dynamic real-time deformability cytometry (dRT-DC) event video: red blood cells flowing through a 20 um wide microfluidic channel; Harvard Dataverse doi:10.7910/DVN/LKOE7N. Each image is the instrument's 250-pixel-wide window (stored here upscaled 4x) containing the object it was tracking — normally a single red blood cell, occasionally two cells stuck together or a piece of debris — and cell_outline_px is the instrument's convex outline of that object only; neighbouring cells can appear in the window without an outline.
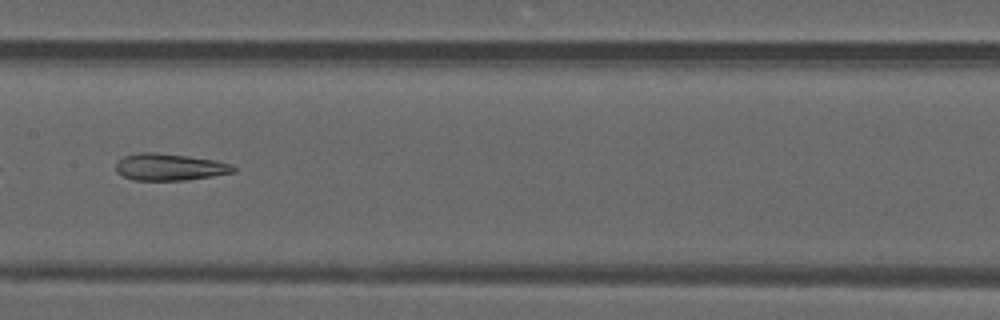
{"species": "common noctule bat (a hibernating species)", "species_latin": "Nyctalus noctula", "temperature_condition": "warm", "stored_images_in_passage": 31, "camera_frame_rate_fps": 3000, "um_per_image_px": 0.085, "animal": {"sex": "male", "forearm_length_mm": 52.5}, "frame": {"image": 1, "passage_image": 14, "time_ms": 4.333, "image_size_px": [1000, 320], "cell_outline_px": [[236, 172], [212, 176], [184, 180], [132, 180], [116, 172], [116, 164], [124, 156], [140, 152], [152, 152], [188, 156], [216, 160], [232, 164], [236, 168]], "centroid_in_image_um": [14.44, 14.2], "position_along_channel_um": 193.0, "area_um2": 18.38}, "authors_computed_cell_mechanics": {"area_um2": 18.5538, "velocity_mm_per_s": 4.1949, "shape_relaxation_time_tau1_ms": null, "shape_relaxation_time_tau2_ms": 3.9551, "deformation_change_tau1": null, "deformation_change_tau2": 0.1656}}